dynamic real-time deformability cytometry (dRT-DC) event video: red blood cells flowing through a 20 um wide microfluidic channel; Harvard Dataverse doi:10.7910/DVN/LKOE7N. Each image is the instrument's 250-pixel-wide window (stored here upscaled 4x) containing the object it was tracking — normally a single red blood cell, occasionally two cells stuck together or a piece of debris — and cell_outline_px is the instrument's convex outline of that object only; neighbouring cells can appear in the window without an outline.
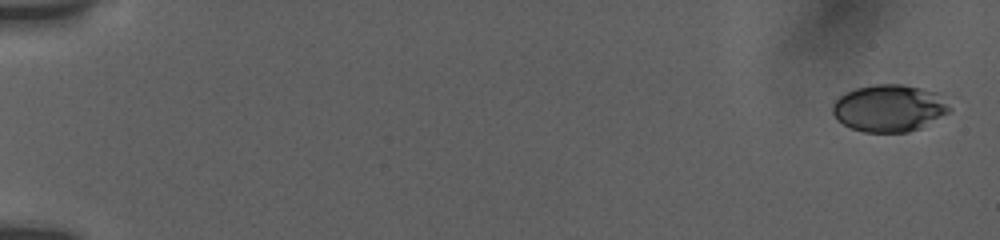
{"species": "human", "species_latin": "Homo sapiens", "temperature_condition": "room temperature", "stored_images_in_passage": 11, "camera_frame_rate_fps": 3000, "um_per_image_px": 0.085, "donor": {"sex": "female"}, "frame": {"image": 1, "passage_image": 1, "time_ms": 0.0, "image_size_px": [1000, 240], "cell_outline_px": [[952, 108], [948, 112], [920, 128], [908, 132], [864, 132], [852, 128], [844, 124], [832, 112], [832, 104], [840, 96], [856, 88], [876, 84], [904, 84], [940, 92], [948, 96], [952, 100]], "centroid_in_image_um": [75.69, 9.17], "position_along_channel_um": 9.3, "area_um2": 32.48}}
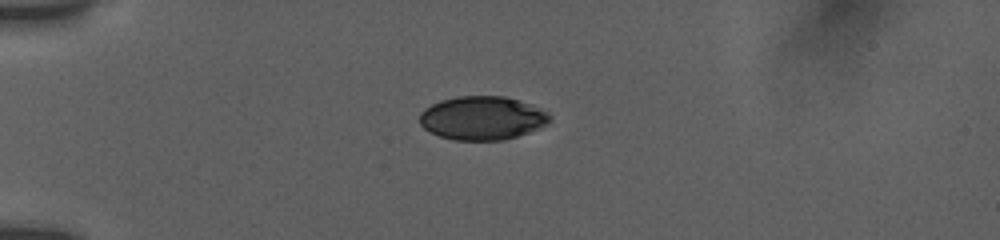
{"frame": {"image": 2, "passage_image": 8, "time_ms": 4.667, "image_size_px": [1000, 240], "cell_outline_px": [[552, 116], [544, 124], [528, 132], [504, 140], [452, 140], [440, 136], [424, 128], [420, 124], [420, 112], [424, 108], [440, 100], [456, 96], [504, 96], [520, 100], [532, 104]], "centroid_in_image_um": [40.95, 10.02], "position_along_channel_um": 44.0, "area_um2": 32.89}}
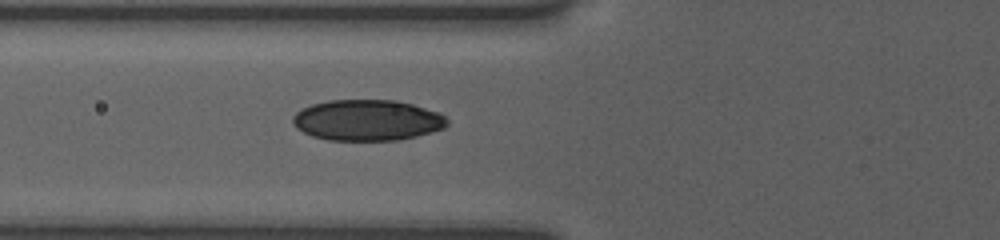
{"frame": {"image": 3, "passage_image": 11, "time_ms": 7.0, "image_size_px": [1000, 240], "cell_outline_px": [[448, 124], [444, 128], [416, 136], [396, 140], [328, 140], [312, 136], [296, 128], [292, 124], [292, 116], [296, 112], [312, 104], [328, 100], [396, 100], [412, 104], [436, 112], [444, 116], [448, 120]], "centroid_in_image_um": [31.18, 10.21], "position_along_channel_um": 94.6, "area_um2": 36.7}}